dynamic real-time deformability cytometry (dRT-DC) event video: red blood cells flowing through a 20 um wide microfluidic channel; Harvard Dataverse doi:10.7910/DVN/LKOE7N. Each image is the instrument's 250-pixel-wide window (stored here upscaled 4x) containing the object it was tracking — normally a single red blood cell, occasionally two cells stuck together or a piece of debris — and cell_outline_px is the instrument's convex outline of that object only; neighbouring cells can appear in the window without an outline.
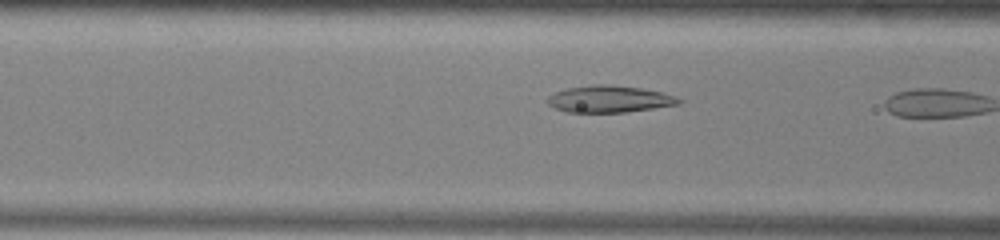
{"species": "common noctule bat (a hibernating species)", "species_latin": "Nyctalus noctula", "temperature_condition": "warm", "stored_images_in_passage": 6, "camera_frame_rate_fps": 3000, "um_per_image_px": 0.085, "animal": {"sex": "male", "body_mass_g": 13.0, "forearm_length_mm": 53.1}, "frame": {"image": 1, "passage_image": 4, "time_ms": 1.0, "image_size_px": [1000, 240], "cell_outline_px": [[684, 100], [680, 104], [624, 112], [568, 112], [556, 108], [548, 104], [548, 96], [556, 92], [568, 88], [592, 84], [608, 84], [640, 88], [660, 92], [676, 96]], "centroid_in_image_um": [51.82, 8.41], "position_along_channel_um": 114.8, "area_um2": 20.35}}